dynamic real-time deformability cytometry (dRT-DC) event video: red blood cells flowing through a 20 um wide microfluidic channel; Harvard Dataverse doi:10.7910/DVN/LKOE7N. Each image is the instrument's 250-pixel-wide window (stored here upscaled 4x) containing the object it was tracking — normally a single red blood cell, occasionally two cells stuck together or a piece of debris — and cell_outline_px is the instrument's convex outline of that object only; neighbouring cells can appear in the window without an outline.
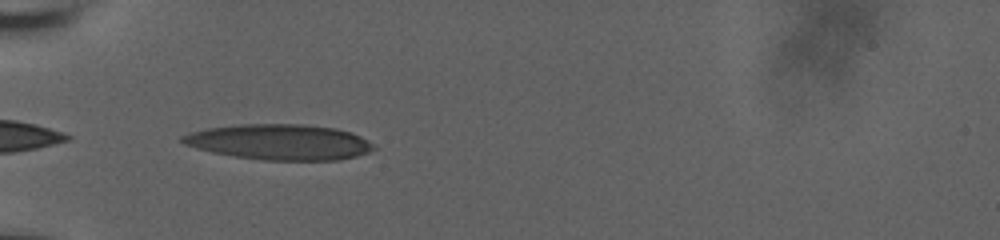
{"species": "human", "species_latin": "Homo sapiens", "temperature_condition": "room temperature", "stored_images_in_passage": 24, "camera_frame_rate_fps": 3000, "um_per_image_px": 0.085, "donor": {"sex": "male"}, "frame": {"image": 1, "passage_image": 1, "time_ms": 0.0, "image_size_px": [1000, 240], "cell_outline_px": [[376, 148], [368, 152], [356, 156], [340, 160], [264, 160], [236, 156], [212, 152], [196, 148], [184, 144], [180, 140], [180, 136], [192, 132], [208, 128], [240, 124], [300, 124], [336, 128], [352, 132], [368, 140]], "centroid_in_image_um": [23.77, 12.07], "position_along_channel_um": 61.2, "area_um2": 39.54}}
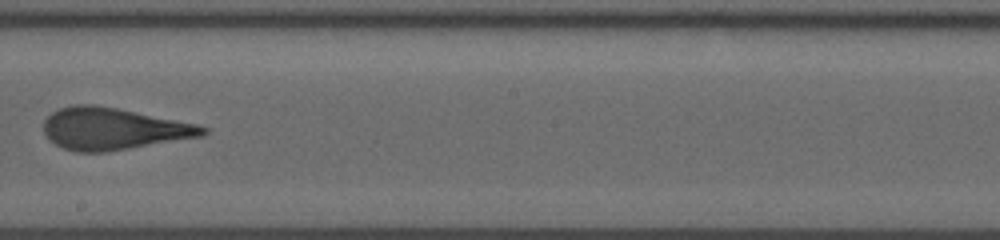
{"frame": {"image": 2, "passage_image": 14, "time_ms": 4.333, "image_size_px": [1000, 240], "cell_outline_px": [[208, 132], [204, 136], [104, 152], [76, 152], [64, 148], [48, 140], [44, 132], [44, 120], [52, 112], [60, 108], [72, 104], [92, 104], [116, 108], [196, 124], [208, 128]], "centroid_in_image_um": [9.6, 10.95], "position_along_channel_um": 238.6, "area_um2": 38.61}}
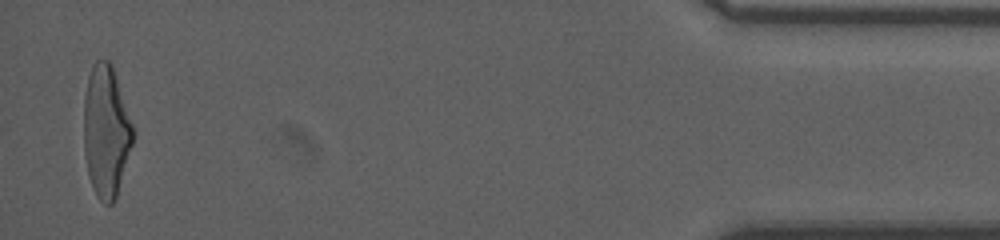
{"frame": {"image": 3, "passage_image": 24, "time_ms": 7.667, "image_size_px": [1000, 240], "cell_outline_px": [[132, 144], [116, 196], [112, 204], [104, 204], [96, 196], [92, 188], [88, 176], [84, 148], [84, 96], [88, 76], [96, 60], [108, 60], [112, 64], [132, 124]], "centroid_in_image_um": [8.99, 11.17], "position_along_channel_um": 426.2, "area_um2": 37.28}, "authors_computed_cell_mechanics": {"area_um2": 38.6682, "velocity_mm_per_s": 3.8228, "shape_relaxation_time_tau1_ms": null, "shape_relaxation_time_tau2_ms": 1.7266, "deformation_change_tau1": null, "deformation_change_tau2": 0.1246}}